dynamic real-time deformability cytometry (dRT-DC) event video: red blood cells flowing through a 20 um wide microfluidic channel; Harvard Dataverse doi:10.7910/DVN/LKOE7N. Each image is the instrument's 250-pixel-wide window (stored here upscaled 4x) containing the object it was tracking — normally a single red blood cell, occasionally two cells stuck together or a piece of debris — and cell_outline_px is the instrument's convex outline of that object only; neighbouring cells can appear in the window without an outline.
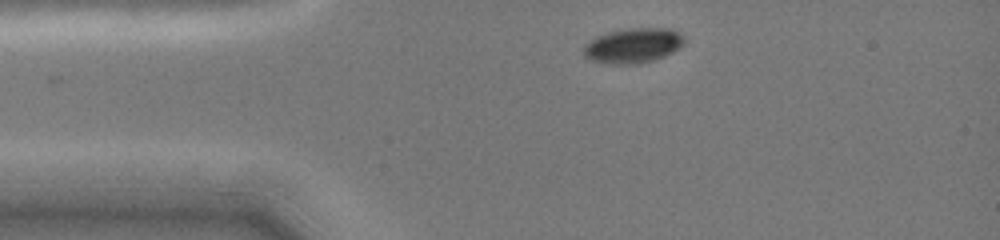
{"species": "common noctule bat (a hibernating species)", "species_latin": "Nyctalus noctula", "temperature_condition": "cold", "stored_images_in_passage": 16, "camera_frame_rate_fps": 3000, "um_per_image_px": 0.085, "animal": {"sex": "female", "body_mass_g": 19.0, "forearm_length_mm": 51.5}, "frame": {"image": 1, "passage_image": 1, "time_ms": 0.0, "image_size_px": [1000, 240], "cell_outline_px": [[684, 40], [672, 52], [664, 56], [640, 64], [612, 64], [592, 60], [584, 56], [584, 48], [596, 36], [608, 32], [632, 28], [668, 28], [676, 32]], "centroid_in_image_um": [53.78, 3.88], "position_along_channel_um": 31.2, "area_um2": 19.88}}
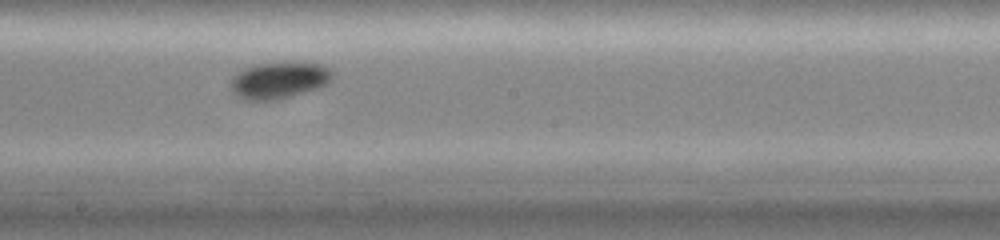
{"frame": {"image": 2, "passage_image": 9, "time_ms": 5.667, "image_size_px": [1000, 240], "cell_outline_px": [[332, 80], [328, 84], [280, 100], [240, 100], [232, 92], [232, 76], [244, 68], [256, 64], [292, 60], [304, 60], [324, 64], [332, 72]], "centroid_in_image_um": [23.75, 6.78], "position_along_channel_um": 224.4, "area_um2": 22.54}}
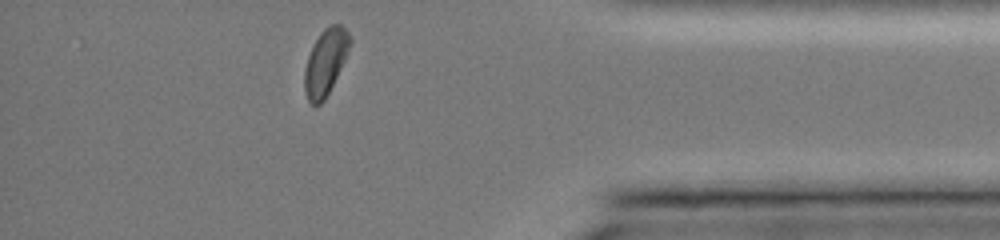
{"frame": {"image": 3, "passage_image": 16, "time_ms": 10.667, "image_size_px": [1000, 240], "cell_outline_px": [[352, 40], [344, 60], [324, 100], [320, 104], [312, 104], [308, 100], [304, 92], [304, 72], [308, 56], [320, 32], [324, 28], [332, 24], [340, 24], [348, 32]], "centroid_in_image_um": [27.65, 5.26], "position_along_channel_um": 407.5, "area_um2": 17.05}, "authors_computed_cell_mechanics": {"area_um2": 19.7965, "velocity_mm_per_s": 4.0053, "shape_relaxation_time_tau1_ms": 0.7993, "shape_relaxation_time_tau2_ms": null, "deformation_change_tau1": 0.0451, "deformation_change_tau2": null}}